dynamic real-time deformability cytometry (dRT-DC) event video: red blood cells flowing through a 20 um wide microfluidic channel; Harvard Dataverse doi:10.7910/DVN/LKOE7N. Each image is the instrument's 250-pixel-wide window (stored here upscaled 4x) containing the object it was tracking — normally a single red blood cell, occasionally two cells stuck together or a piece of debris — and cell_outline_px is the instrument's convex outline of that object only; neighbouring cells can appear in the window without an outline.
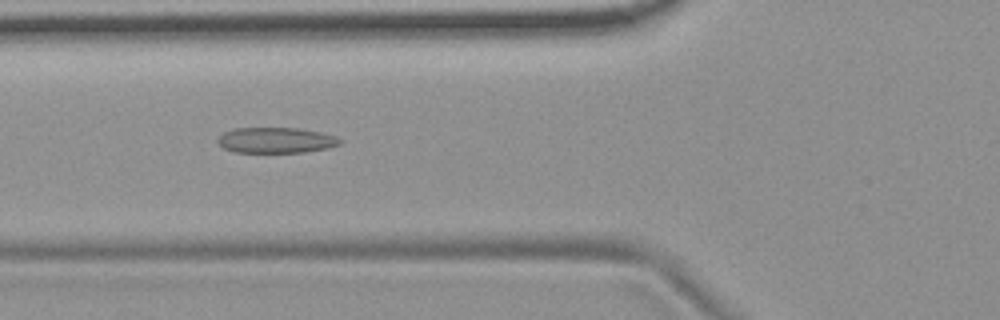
{"species": "common noctule bat (a hibernating species)", "species_latin": "Nyctalus noctula", "temperature_condition": "room temperature", "stored_images_in_passage": 48, "camera_frame_rate_fps": 3000, "um_per_image_px": 0.085, "animal": {"sex": "female", "body_mass_g": 19.9}, "frame": {"image": 1, "passage_image": 14, "time_ms": 4.333, "image_size_px": [1000, 320], "cell_outline_px": [[344, 140], [340, 144], [328, 148], [304, 152], [232, 152], [224, 148], [216, 140], [224, 132], [232, 128], [296, 128], [320, 132], [336, 136]], "centroid_in_image_um": [23.47, 11.92], "position_along_channel_um": 102.3, "area_um2": 18.26}, "authors_computed_cell_mechanics": {"area_um2": 18.496, "velocity_mm_per_s": 3.751, "shape_relaxation_time_tau1_ms": null, "shape_relaxation_time_tau2_ms": 2.8251, "deformation_change_tau1": null, "deformation_change_tau2": 0.1169}}